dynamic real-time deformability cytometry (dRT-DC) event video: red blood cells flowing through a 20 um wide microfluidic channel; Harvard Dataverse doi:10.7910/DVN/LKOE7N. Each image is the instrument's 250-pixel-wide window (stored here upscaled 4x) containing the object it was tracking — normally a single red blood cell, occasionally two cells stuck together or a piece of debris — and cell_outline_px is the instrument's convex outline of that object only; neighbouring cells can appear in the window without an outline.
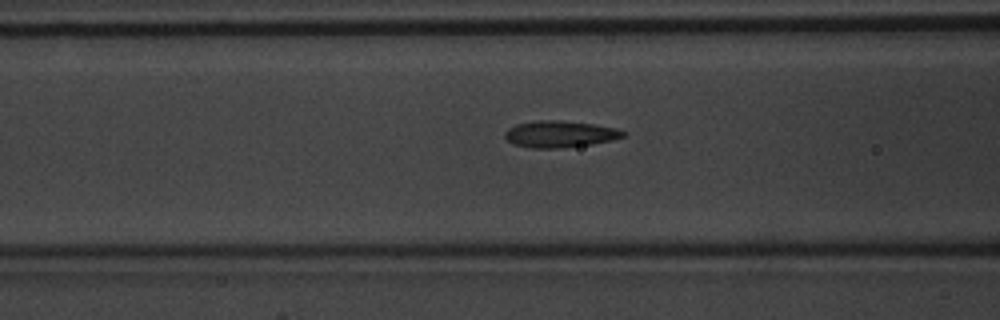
{"species": "common noctule bat (a hibernating species)", "species_latin": "Nyctalus noctula", "temperature_condition": "warm", "stored_images_in_passage": 20, "camera_frame_rate_fps": 3000, "um_per_image_px": 0.085, "animal": {"sex": "male", "body_mass_g": 20.1, "forearm_length_mm": 53.5}, "frame": {"image": 1, "passage_image": 12, "time_ms": 3.667, "image_size_px": [1000, 320], "cell_outline_px": [[624, 136], [612, 140], [592, 144], [560, 148], [532, 148], [512, 144], [504, 136], [504, 132], [508, 128], [516, 124], [536, 120], [560, 120], [592, 124], [616, 128], [624, 132]], "centroid_in_image_um": [47.54, 11.4], "position_along_channel_um": 119.1, "area_um2": 18.32}}
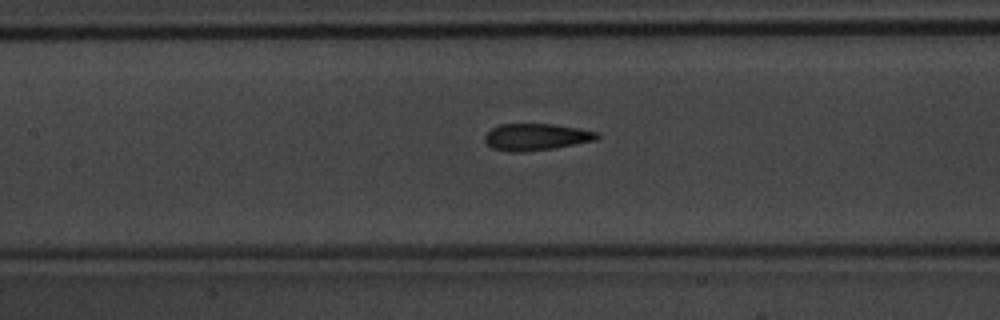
{"frame": {"image": 2, "passage_image": 15, "time_ms": 4.667, "image_size_px": [1000, 320], "cell_outline_px": [[600, 136], [596, 140], [552, 148], [524, 152], [512, 152], [492, 148], [484, 140], [484, 136], [492, 128], [500, 124], [552, 124], [576, 128], [596, 132]], "centroid_in_image_um": [45.53, 11.64], "position_along_channel_um": 161.9, "area_um2": 17.28}}